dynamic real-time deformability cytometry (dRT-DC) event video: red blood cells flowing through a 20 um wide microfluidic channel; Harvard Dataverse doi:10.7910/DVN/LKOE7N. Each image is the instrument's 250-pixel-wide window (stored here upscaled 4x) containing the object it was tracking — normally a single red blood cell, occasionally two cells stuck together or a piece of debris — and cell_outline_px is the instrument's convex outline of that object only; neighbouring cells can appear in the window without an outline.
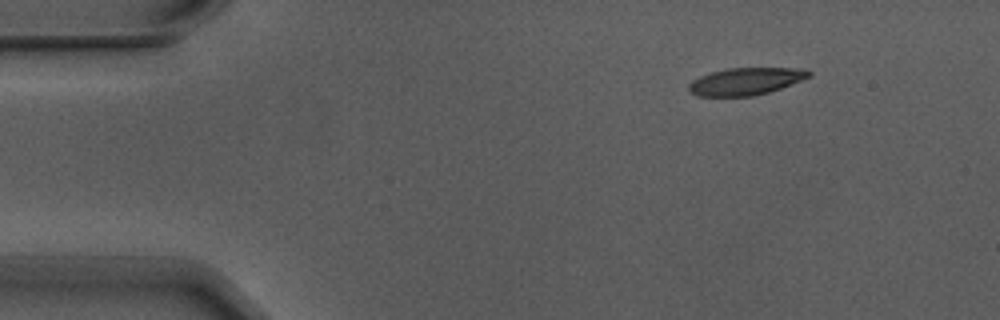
{"species": "Egyptian fruit bat (a non-hibernating species)", "species_latin": "Rousettus aegyptiacus", "temperature_condition": "warm", "stored_images_in_passage": 5, "camera_frame_rate_fps": 3000, "um_per_image_px": 0.085, "animal": {"sex": "male"}, "frame": {"image": 1, "passage_image": 2, "time_ms": 0.333, "image_size_px": [1000, 320], "cell_outline_px": [[812, 76], [780, 88], [768, 92], [752, 96], [696, 96], [688, 92], [688, 84], [692, 80], [700, 76], [712, 72], [728, 68], [792, 68], [812, 72]], "centroid_in_image_um": [63.33, 6.92], "position_along_channel_um": 21.7, "area_um2": 18.96}}